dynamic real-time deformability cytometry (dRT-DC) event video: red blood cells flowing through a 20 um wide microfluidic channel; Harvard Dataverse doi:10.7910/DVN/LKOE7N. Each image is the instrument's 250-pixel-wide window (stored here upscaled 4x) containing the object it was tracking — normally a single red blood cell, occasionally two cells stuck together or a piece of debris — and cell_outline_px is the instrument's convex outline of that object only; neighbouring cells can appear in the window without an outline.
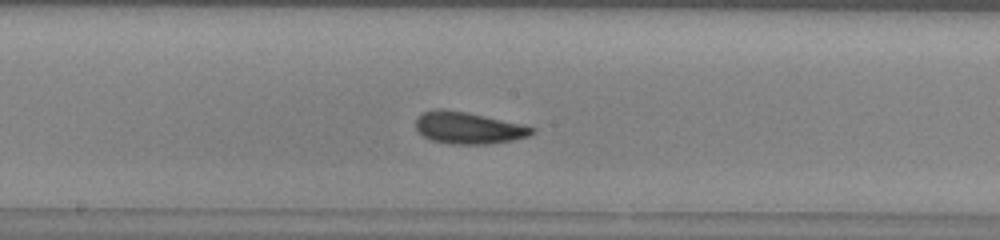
{"species": "common noctule bat (a hibernating species)", "species_latin": "Nyctalus noctula", "temperature_condition": "warm", "stored_images_in_passage": 43, "camera_frame_rate_fps": 3000, "um_per_image_px": 0.085, "animal": {"sex": "male", "body_mass_g": 13.0, "forearm_length_mm": 53.1}, "frame": {"image": 1, "passage_image": 18, "time_ms": 5.667, "image_size_px": [1000, 240], "cell_outline_px": [[536, 132], [528, 136], [512, 140], [488, 144], [448, 144], [432, 140], [424, 136], [416, 128], [416, 116], [424, 112], [464, 112], [524, 124], [536, 128]], "centroid_in_image_um": [39.89, 10.92], "position_along_channel_um": 208.3, "area_um2": 20.92}}
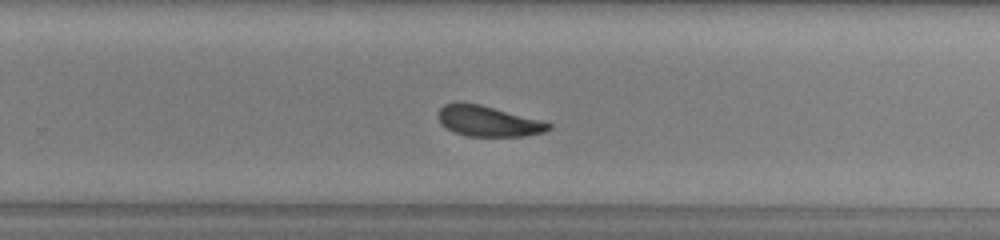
{"frame": {"image": 2, "passage_image": 24, "time_ms": 7.667, "image_size_px": [1000, 240], "cell_outline_px": [[552, 128], [544, 132], [524, 136], [468, 136], [456, 132], [440, 124], [436, 116], [440, 108], [444, 104], [456, 100], [480, 104], [540, 120], [552, 124]], "centroid_in_image_um": [41.44, 10.27], "position_along_channel_um": 288.4, "area_um2": 19.83}}
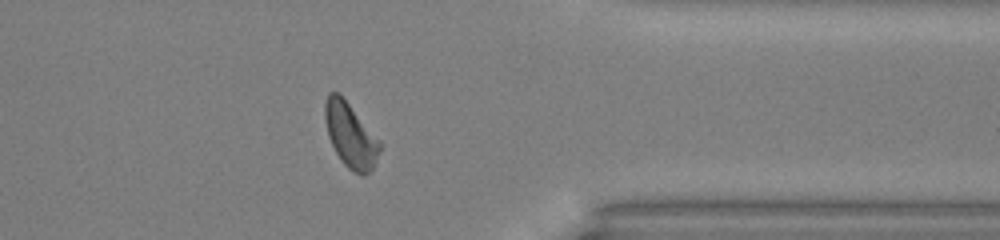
{"frame": {"image": 3, "passage_image": 32, "time_ms": 10.333, "image_size_px": [1000, 240], "cell_outline_px": [[380, 152], [372, 172], [364, 176], [360, 176], [352, 172], [340, 160], [328, 136], [324, 120], [324, 104], [328, 92], [340, 92], [380, 140]], "centroid_in_image_um": [29.79, 11.5], "position_along_channel_um": 381.6, "area_um2": 21.15}, "authors_computed_cell_mechanics": {"area_um2": 20.6924, "velocity_mm_per_s": 4.0112, "shape_relaxation_time_tau1_ms": 3.611, "shape_relaxation_time_tau2_ms": 2.6159, "deformation_change_tau1": 0.1133, "deformation_change_tau2": 0.1027}}